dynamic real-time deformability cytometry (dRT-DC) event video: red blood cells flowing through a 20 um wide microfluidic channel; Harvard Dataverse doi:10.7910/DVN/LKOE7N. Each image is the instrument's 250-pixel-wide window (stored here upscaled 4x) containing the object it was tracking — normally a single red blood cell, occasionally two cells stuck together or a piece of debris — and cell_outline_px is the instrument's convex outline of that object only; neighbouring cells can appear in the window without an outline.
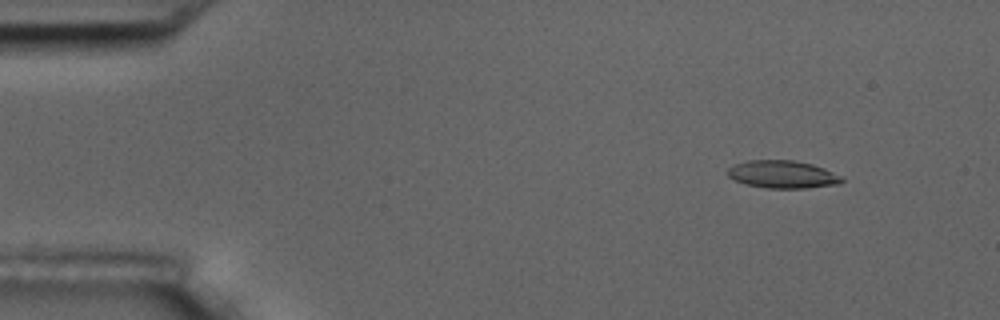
{"species": "common noctule bat (a hibernating species)", "species_latin": "Nyctalus noctula", "temperature_condition": "room temperature", "stored_images_in_passage": 5, "camera_frame_rate_fps": 3000, "um_per_image_px": 0.085, "animal": {"sex": "male", "body_mass_g": 17.5, "forearm_length_mm": 52.3}, "frame": {"image": 1, "passage_image": 1, "time_ms": 0.0, "image_size_px": [1000, 320], "cell_outline_px": [[844, 180], [840, 184], [808, 188], [768, 188], [744, 184], [728, 176], [728, 168], [736, 164], [748, 160], [792, 160], [812, 164], [824, 168], [844, 176]], "centroid_in_image_um": [66.57, 14.83], "position_along_channel_um": 18.4, "area_um2": 18.5}}
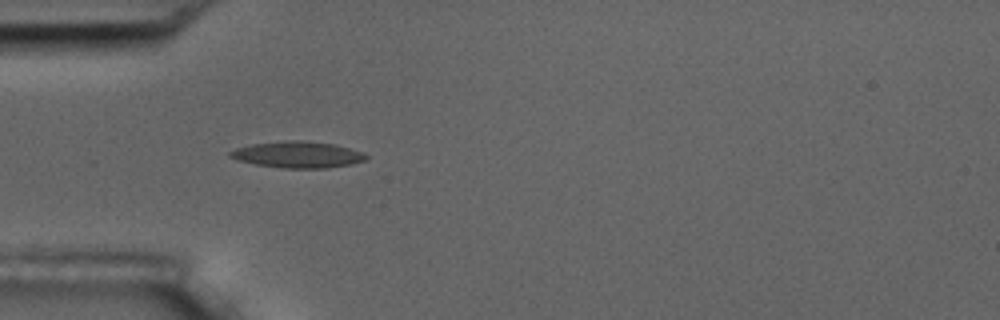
{"frame": {"image": 2, "passage_image": 4, "time_ms": 3.667, "image_size_px": [1000, 320], "cell_outline_px": [[368, 160], [352, 164], [328, 168], [284, 168], [256, 164], [236, 160], [228, 156], [228, 152], [236, 148], [252, 144], [288, 140], [300, 140], [336, 144], [364, 152], [368, 156]], "centroid_in_image_um": [25.34, 13.14], "position_along_channel_um": 59.7, "area_um2": 21.1}}